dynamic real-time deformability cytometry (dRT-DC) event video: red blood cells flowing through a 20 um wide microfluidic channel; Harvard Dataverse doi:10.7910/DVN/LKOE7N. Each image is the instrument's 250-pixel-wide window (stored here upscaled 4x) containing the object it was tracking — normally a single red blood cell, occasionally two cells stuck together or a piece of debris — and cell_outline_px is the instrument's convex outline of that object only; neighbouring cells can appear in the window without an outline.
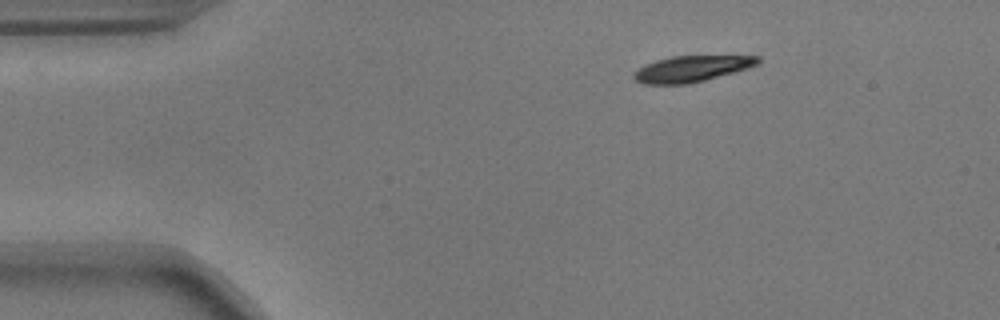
{"species": "common noctule bat (a hibernating species)", "species_latin": "Nyctalus noctula", "temperature_condition": "warm", "stored_images_in_passage": 47, "camera_frame_rate_fps": 3000, "um_per_image_px": 0.085, "animal": {"sex": "male", "body_mass_g": 17.9}, "frame": {"image": 1, "passage_image": 1, "time_ms": 0.0, "image_size_px": [1000, 320], "cell_outline_px": [[760, 64], [748, 68], [704, 80], [688, 84], [644, 84], [636, 80], [632, 76], [632, 72], [644, 64], [656, 60], [672, 56], [760, 56]], "centroid_in_image_um": [58.75, 5.84], "position_along_channel_um": 26.2, "area_um2": 18.84}}
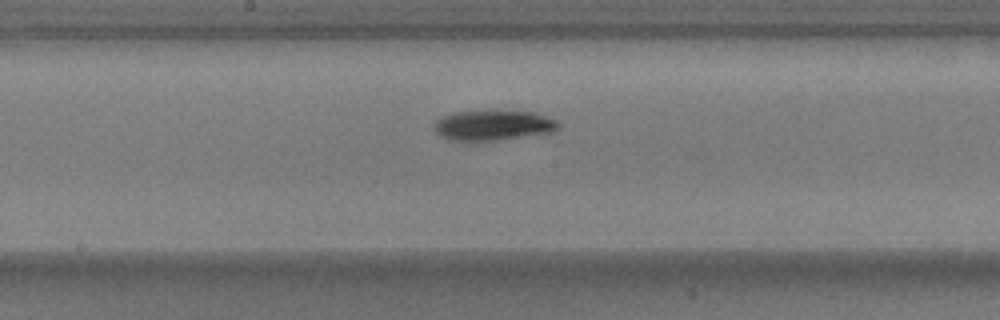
{"frame": {"image": 2, "passage_image": 21, "time_ms": 6.667, "image_size_px": [1000, 320], "cell_outline_px": [[560, 128], [552, 132], [496, 140], [448, 140], [440, 136], [432, 128], [432, 124], [436, 120], [452, 112], [492, 108], [532, 112], [556, 120], [560, 124]], "centroid_in_image_um": [41.87, 10.6], "position_along_channel_um": 206.3, "area_um2": 22.54}}
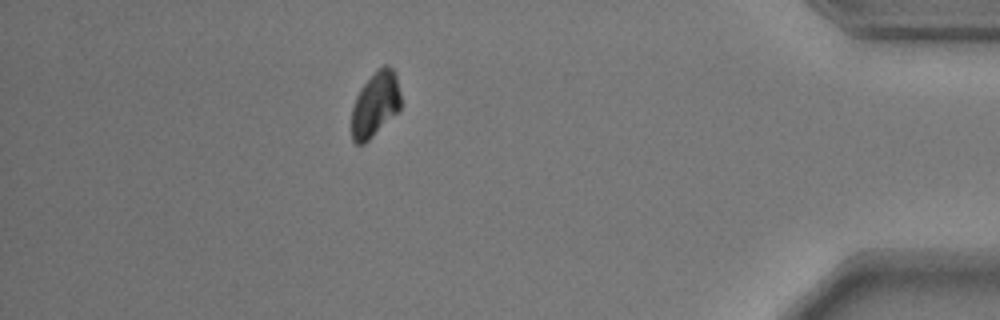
{"frame": {"image": 3, "passage_image": 41, "time_ms": 13.333, "image_size_px": [1000, 320], "cell_outline_px": [[400, 108], [364, 144], [356, 144], [352, 140], [352, 108], [356, 96], [360, 88], [384, 64], [388, 64], [392, 68], [396, 76], [400, 92]], "centroid_in_image_um": [31.88, 8.86], "position_along_channel_um": 403.3, "area_um2": 18.15}}